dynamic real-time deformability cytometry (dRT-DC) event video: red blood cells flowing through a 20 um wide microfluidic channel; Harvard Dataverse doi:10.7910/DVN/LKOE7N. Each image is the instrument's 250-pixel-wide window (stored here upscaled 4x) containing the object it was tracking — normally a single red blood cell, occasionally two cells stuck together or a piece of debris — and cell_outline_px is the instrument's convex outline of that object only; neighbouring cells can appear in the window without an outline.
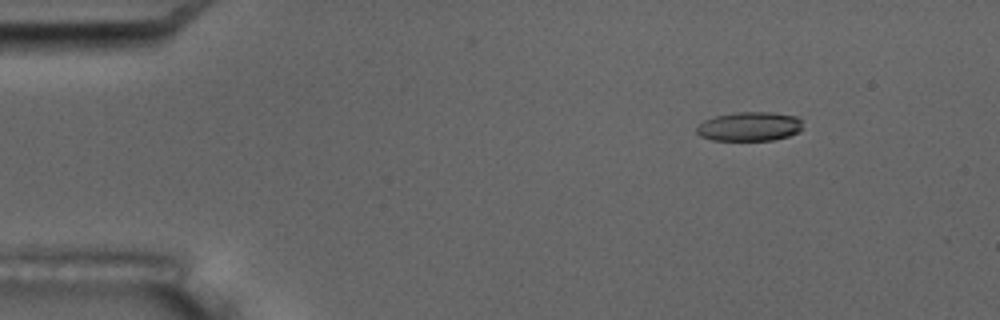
{"species": "common noctule bat (a hibernating species)", "species_latin": "Nyctalus noctula", "temperature_condition": "room temperature", "stored_images_in_passage": 5, "camera_frame_rate_fps": 3000, "um_per_image_px": 0.085, "animal": {"sex": "male", "body_mass_g": 17.5, "forearm_length_mm": 52.3}, "frame": {"image": 1, "passage_image": 2, "time_ms": 1.333, "image_size_px": [1000, 320], "cell_outline_px": [[804, 120], [800, 132], [788, 136], [772, 140], [712, 140], [700, 136], [696, 132], [696, 128], [704, 120], [716, 116], [736, 112], [772, 112], [796, 116]], "centroid_in_image_um": [63.74, 10.75], "position_along_channel_um": 21.3, "area_um2": 18.15}}
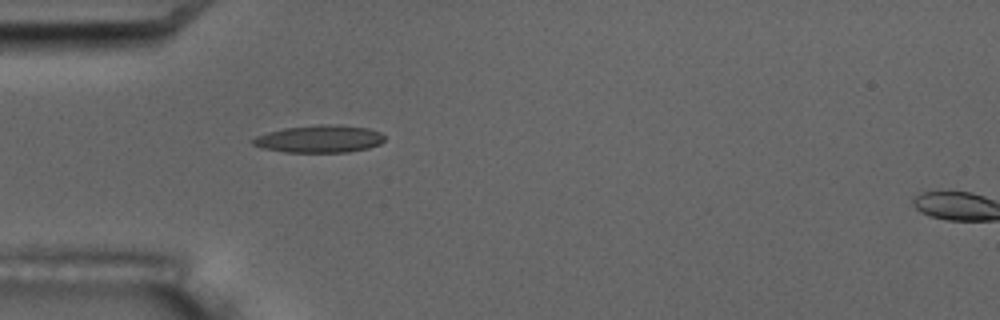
{"frame": {"image": 2, "passage_image": 4, "time_ms": 4.667, "image_size_px": [1000, 320], "cell_outline_px": [[384, 140], [380, 144], [368, 148], [348, 152], [284, 152], [264, 148], [252, 144], [252, 140], [256, 136], [268, 132], [284, 128], [320, 124], [336, 124], [368, 128], [380, 132], [384, 136]], "centroid_in_image_um": [27.17, 11.8], "position_along_channel_um": 57.8, "area_um2": 21.04}}